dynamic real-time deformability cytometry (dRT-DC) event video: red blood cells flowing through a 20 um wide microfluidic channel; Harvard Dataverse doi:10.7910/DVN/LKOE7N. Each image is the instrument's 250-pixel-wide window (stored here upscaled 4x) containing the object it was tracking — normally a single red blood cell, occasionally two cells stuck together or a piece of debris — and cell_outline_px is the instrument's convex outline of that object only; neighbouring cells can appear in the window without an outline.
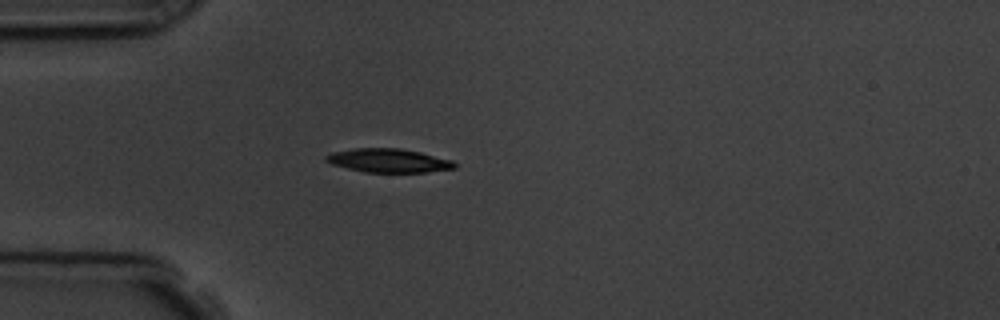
{"species": "common noctule bat (a hibernating species)", "species_latin": "Nyctalus noctula", "temperature_condition": "room temperature", "stored_images_in_passage": 3, "camera_frame_rate_fps": 3000, "um_per_image_px": 0.085, "animal": {"sex": "male", "body_mass_g": 19.5, "forearm_length_mm": 54.6}, "frame": {"image": 1, "passage_image": 3, "time_ms": 2.333, "image_size_px": [1000, 320], "cell_outline_px": [[456, 168], [424, 172], [364, 172], [332, 164], [324, 160], [324, 156], [332, 152], [352, 148], [400, 148], [420, 152], [452, 160], [456, 164]], "centroid_in_image_um": [33.0, 13.64], "position_along_channel_um": 52.0, "area_um2": 17.74}}